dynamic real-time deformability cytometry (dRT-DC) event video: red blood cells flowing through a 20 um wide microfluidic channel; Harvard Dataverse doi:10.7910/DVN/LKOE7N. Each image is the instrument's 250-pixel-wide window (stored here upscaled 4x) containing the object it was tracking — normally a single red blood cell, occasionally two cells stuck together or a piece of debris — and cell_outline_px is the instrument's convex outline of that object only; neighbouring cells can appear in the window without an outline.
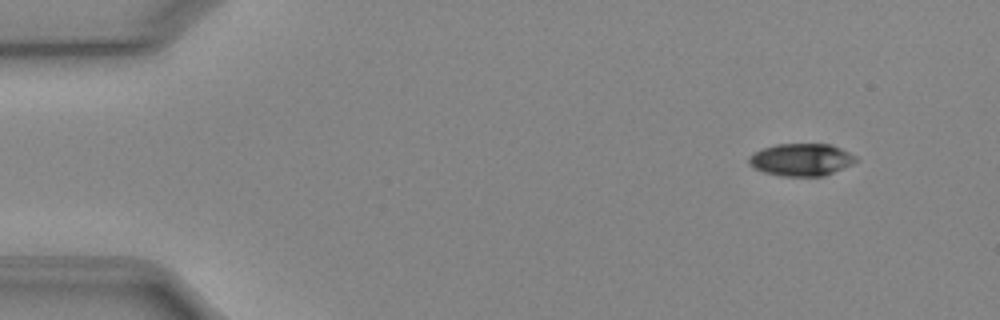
{"species": "Egyptian fruit bat (a non-hibernating species)", "species_latin": "Rousettus aegyptiacus", "temperature_condition": "cold", "stored_images_in_passage": 48, "camera_frame_rate_fps": 3000, "um_per_image_px": 0.085, "animal": {"sex": "female"}, "frame": {"image": 1, "passage_image": 1, "time_ms": 0.0, "image_size_px": [1000, 320], "cell_outline_px": [[856, 160], [852, 164], [824, 176], [780, 176], [764, 172], [748, 164], [748, 156], [764, 148], [776, 144], [832, 144], [856, 156]], "centroid_in_image_um": [68.1, 13.57], "position_along_channel_um": 16.9, "area_um2": 20.06}}
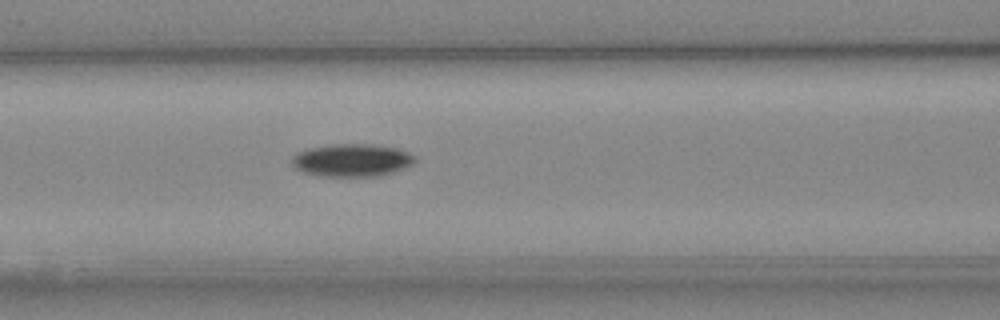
{"frame": {"image": 2, "passage_image": 18, "time_ms": 5.667, "image_size_px": [1000, 320], "cell_outline_px": [[416, 160], [412, 164], [404, 168], [380, 176], [320, 176], [304, 172], [296, 168], [292, 164], [292, 156], [296, 152], [308, 148], [332, 144], [368, 144], [396, 148], [408, 152], [416, 156]], "centroid_in_image_um": [29.9, 13.61], "position_along_channel_um": 136.7, "area_um2": 23.47}}
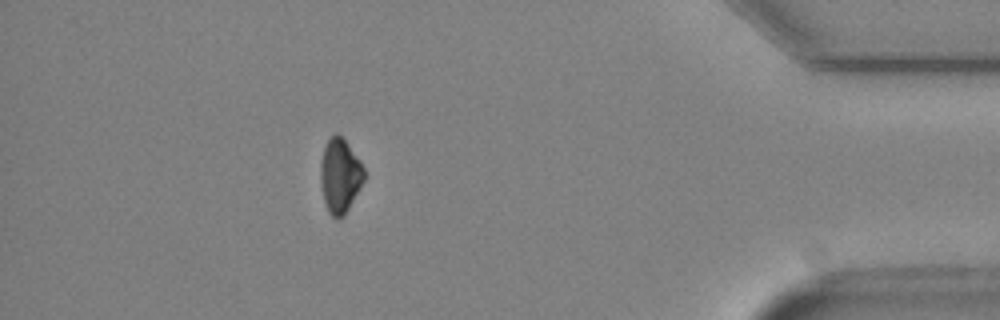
{"frame": {"image": 3, "passage_image": 42, "time_ms": 13.667, "image_size_px": [1000, 320], "cell_outline_px": [[364, 180], [344, 216], [340, 220], [336, 220], [328, 212], [324, 200], [320, 180], [320, 164], [324, 148], [328, 140], [336, 132], [348, 144], [360, 160], [364, 168]], "centroid_in_image_um": [28.89, 14.96], "position_along_channel_um": 406.3, "area_um2": 18.79}, "authors_computed_cell_mechanics": {"area_um2": 21.3282, "velocity_mm_per_s": 3.9533, "shape_relaxation_time_tau1_ms": 1.8676, "shape_relaxation_time_tau2_ms": null, "deformation_change_tau1": 0.0809, "deformation_change_tau2": null}}